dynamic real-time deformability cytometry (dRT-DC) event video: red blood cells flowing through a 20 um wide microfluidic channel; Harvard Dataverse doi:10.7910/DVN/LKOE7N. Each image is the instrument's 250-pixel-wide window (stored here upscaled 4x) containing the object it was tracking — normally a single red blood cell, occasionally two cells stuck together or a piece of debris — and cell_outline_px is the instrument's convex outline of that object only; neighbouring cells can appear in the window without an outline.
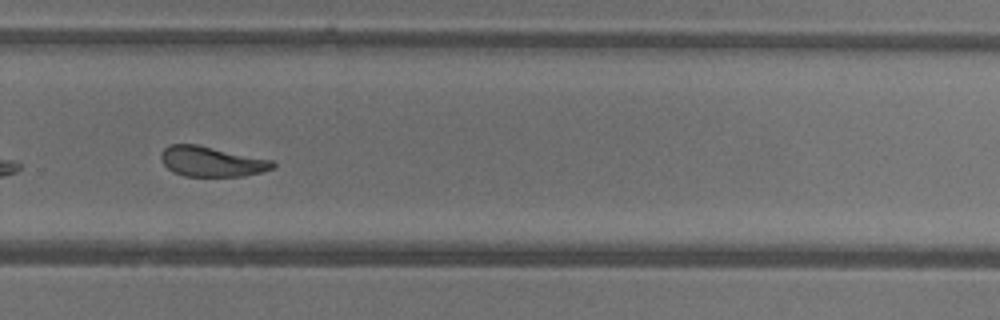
{"species": "common noctule bat (a hibernating species)", "species_latin": "Nyctalus noctula", "temperature_condition": "warm", "stored_images_in_passage": 25, "camera_frame_rate_fps": 3000, "um_per_image_px": 0.085, "animal": {"sex": "female"}, "frame": {"image": 1, "passage_image": 22, "time_ms": 7.0, "image_size_px": [1000, 320], "cell_outline_px": [[276, 168], [244, 176], [184, 176], [172, 172], [164, 164], [160, 156], [160, 152], [164, 148], [172, 144], [196, 144], [272, 160], [276, 164]], "centroid_in_image_um": [17.98, 13.73], "position_along_channel_um": 311.8, "area_um2": 19.59}}